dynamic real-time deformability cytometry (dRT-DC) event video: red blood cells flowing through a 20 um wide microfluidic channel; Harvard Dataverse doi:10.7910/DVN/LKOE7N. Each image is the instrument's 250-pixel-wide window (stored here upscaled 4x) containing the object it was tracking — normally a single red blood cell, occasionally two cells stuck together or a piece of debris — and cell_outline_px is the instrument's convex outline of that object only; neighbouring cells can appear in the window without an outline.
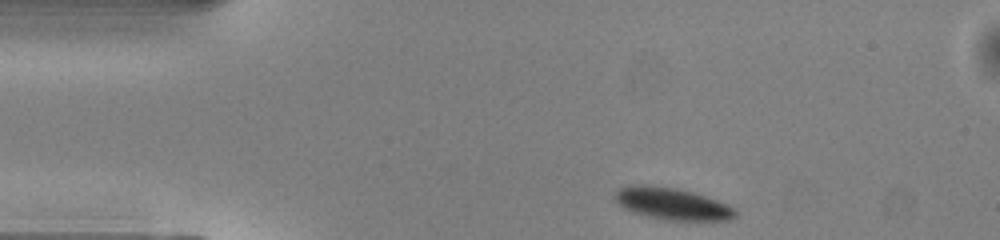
{"species": "common noctule bat (a hibernating species)", "species_latin": "Nyctalus noctula", "temperature_condition": "warm", "stored_images_in_passage": 33, "camera_frame_rate_fps": 3000, "um_per_image_px": 0.085, "animal": {"sex": "male", "body_mass_g": 13.0, "forearm_length_mm": 53.1}, "frame": {"image": 1, "passage_image": 1, "time_ms": 0.0, "image_size_px": [1000, 240], "cell_outline_px": [[736, 216], [728, 220], [668, 220], [648, 216], [632, 212], [624, 208], [612, 196], [620, 188], [632, 184], [648, 184], [676, 188], [692, 192], [728, 204], [736, 208]], "centroid_in_image_um": [57.12, 17.31], "position_along_channel_um": 27.9, "area_um2": 22.37}}
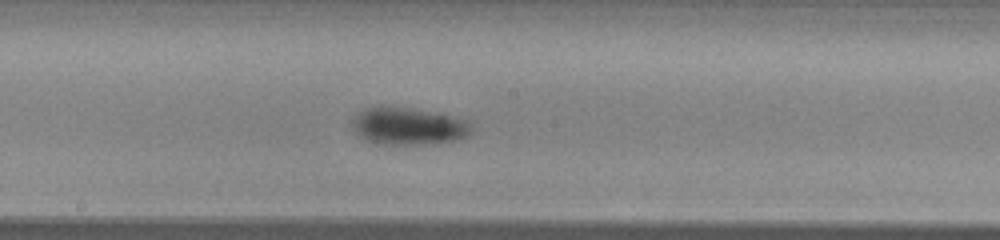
{"frame": {"image": 2, "passage_image": 19, "time_ms": 6.0, "image_size_px": [1000, 240], "cell_outline_px": [[472, 132], [468, 136], [460, 140], [440, 144], [376, 144], [360, 136], [352, 128], [352, 120], [364, 108], [380, 104], [388, 104], [440, 112], [456, 116], [468, 120], [472, 124]], "centroid_in_image_um": [34.78, 10.69], "position_along_channel_um": 213.4, "area_um2": 27.11}}
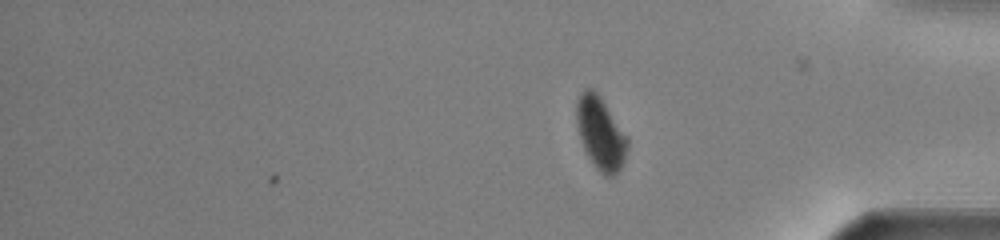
{"frame": {"image": 3, "passage_image": 33, "time_ms": 10.667, "image_size_px": [1000, 240], "cell_outline_px": [[628, 148], [624, 160], [616, 176], [604, 176], [596, 168], [584, 152], [576, 120], [576, 104], [580, 92], [584, 88], [592, 88], [596, 92], [628, 136]], "centroid_in_image_um": [51.04, 11.35], "position_along_channel_um": 384.2, "area_um2": 21.62}, "authors_computed_cell_mechanics": {"area_um2": 25.3742, "velocity_mm_per_s": 4.0211, "shape_relaxation_time_tau1_ms": 2.1303, "shape_relaxation_time_tau2_ms": null, "deformation_change_tau1": 0.0898, "deformation_change_tau2": null}}